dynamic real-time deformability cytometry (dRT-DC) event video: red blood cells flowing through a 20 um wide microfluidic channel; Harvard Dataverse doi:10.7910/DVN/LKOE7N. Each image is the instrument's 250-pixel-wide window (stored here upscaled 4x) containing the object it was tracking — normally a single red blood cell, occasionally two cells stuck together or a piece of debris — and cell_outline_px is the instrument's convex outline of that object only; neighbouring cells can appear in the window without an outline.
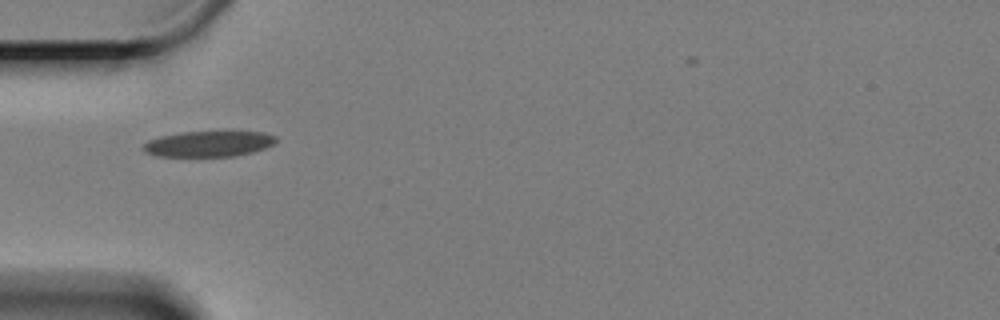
{"species": "Egyptian fruit bat (a non-hibernating species)", "species_latin": "Rousettus aegyptiacus", "temperature_condition": "cold", "stored_images_in_passage": 40, "camera_frame_rate_fps": 3000, "um_per_image_px": 0.085, "animal": {"sex": "female"}, "frame": {"image": 1, "passage_image": 1, "time_ms": 0.0, "image_size_px": [1000, 320], "cell_outline_px": [[276, 140], [272, 144], [264, 148], [252, 152], [236, 156], [156, 156], [148, 152], [144, 148], [144, 144], [148, 140], [160, 136], [180, 132], [228, 128], [232, 128], [264, 132], [276, 136]], "centroid_in_image_um": [17.82, 12.15], "position_along_channel_um": 67.2, "area_um2": 20.87}}
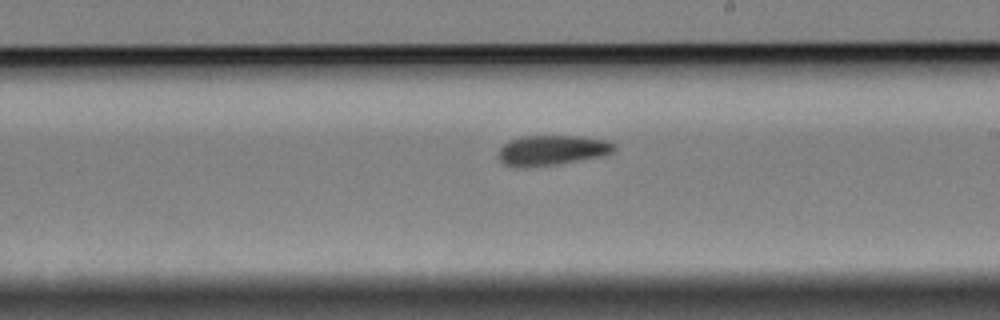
{"frame": {"image": 2, "passage_image": 17, "time_ms": 5.333, "image_size_px": [1000, 320], "cell_outline_px": [[616, 148], [612, 152], [604, 156], [560, 164], [524, 168], [512, 168], [504, 164], [496, 156], [500, 148], [504, 144], [512, 140], [524, 136], [580, 136], [608, 140], [616, 144]], "centroid_in_image_um": [46.92, 12.79], "position_along_channel_um": 242.1, "area_um2": 20.75}}
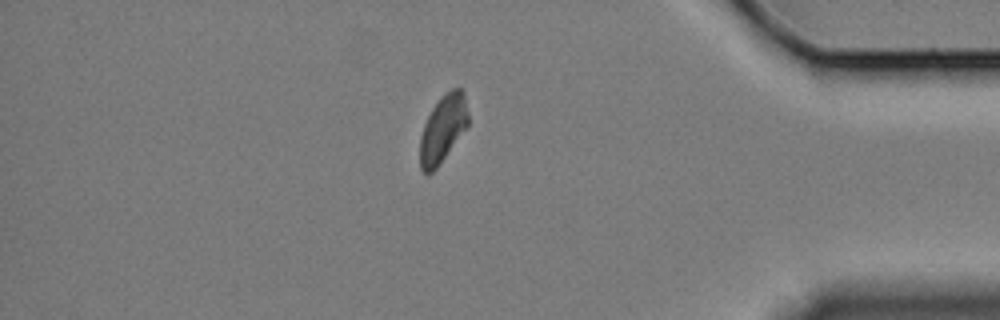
{"frame": {"image": 3, "passage_image": 34, "time_ms": 11.0, "image_size_px": [1000, 320], "cell_outline_px": [[468, 128], [436, 168], [432, 172], [424, 172], [420, 168], [420, 136], [424, 124], [432, 108], [440, 96], [444, 92], [452, 88], [460, 88], [464, 92], [468, 112]], "centroid_in_image_um": [37.66, 10.92], "position_along_channel_um": 397.5, "area_um2": 19.07}, "authors_computed_cell_mechanics": {"area_um2": 20.2011, "velocity_mm_per_s": 3.2765, "shape_relaxation_time_tau1_ms": 5.7643, "shape_relaxation_time_tau2_ms": null, "deformation_change_tau1": 0.1278, "deformation_change_tau2": null}}